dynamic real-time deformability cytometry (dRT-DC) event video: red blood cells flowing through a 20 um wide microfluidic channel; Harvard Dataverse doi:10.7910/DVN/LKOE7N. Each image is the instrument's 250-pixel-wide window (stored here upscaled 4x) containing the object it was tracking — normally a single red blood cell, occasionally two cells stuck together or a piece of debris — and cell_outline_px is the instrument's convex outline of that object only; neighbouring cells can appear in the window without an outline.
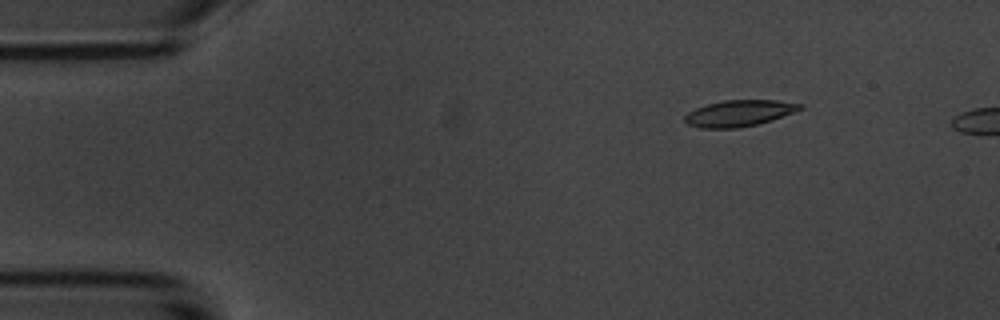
{"species": "common noctule bat (a hibernating species)", "species_latin": "Nyctalus noctula", "temperature_condition": "room temperature", "stored_images_in_passage": 5, "camera_frame_rate_fps": 3000, "um_per_image_px": 0.085, "animal": {"sex": "male", "body_mass_g": 20.1, "forearm_length_mm": 53.5}, "frame": {"image": 1, "passage_image": 2, "time_ms": 1.333, "image_size_px": [1000, 320], "cell_outline_px": [[804, 108], [772, 120], [756, 124], [736, 128], [700, 128], [688, 124], [684, 120], [684, 116], [688, 112], [696, 108], [708, 104], [724, 100], [776, 100], [804, 104]], "centroid_in_image_um": [62.83, 9.62], "position_along_channel_um": 22.2, "area_um2": 17.57}}